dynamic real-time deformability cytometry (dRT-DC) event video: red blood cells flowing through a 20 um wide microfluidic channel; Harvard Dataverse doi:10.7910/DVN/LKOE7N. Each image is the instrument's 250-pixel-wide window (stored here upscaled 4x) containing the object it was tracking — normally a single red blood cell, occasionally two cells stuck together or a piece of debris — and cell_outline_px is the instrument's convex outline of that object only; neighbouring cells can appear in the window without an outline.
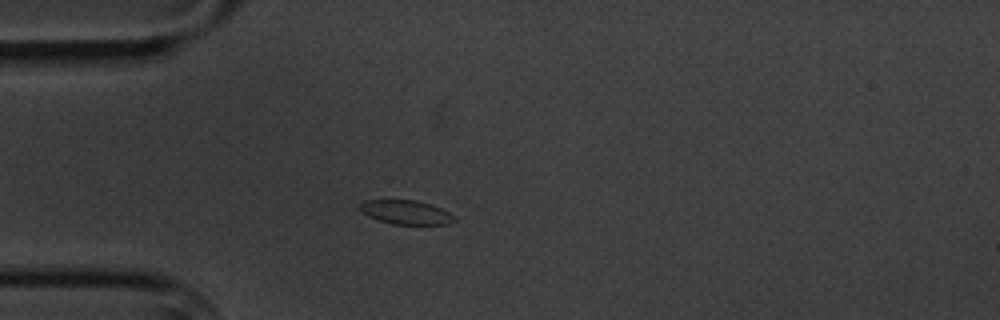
{"species": "common noctule bat (a hibernating species)", "species_latin": "Nyctalus noctula", "temperature_condition": "cold", "stored_images_in_passage": 10, "camera_frame_rate_fps": 3000, "um_per_image_px": 0.085, "animal": {"sex": "male", "body_mass_g": 20.1, "forearm_length_mm": 53.5}, "frame": {"image": 1, "passage_image": 3, "time_ms": 2.333, "image_size_px": [1000, 320], "cell_outline_px": [[456, 220], [448, 224], [392, 224], [368, 216], [360, 208], [360, 204], [364, 200], [416, 200], [432, 204], [448, 212]], "centroid_in_image_um": [34.51, 18.03], "position_along_channel_um": 50.5, "area_um2": 13.01}}
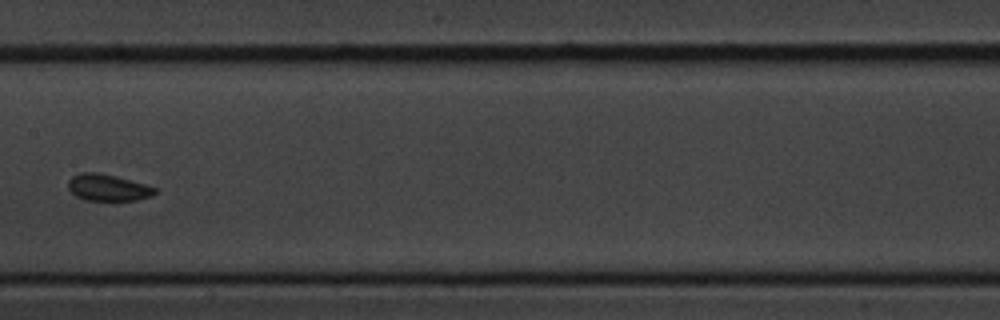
{"frame": {"image": 2, "passage_image": 7, "time_ms": 7.0, "image_size_px": [1000, 320], "cell_outline_px": [[156, 192], [152, 196], [136, 200], [84, 200], [76, 196], [68, 188], [68, 180], [72, 176], [80, 172], [96, 172], [116, 176], [144, 184], [156, 188]], "centroid_in_image_um": [9.14, 15.94], "position_along_channel_um": 198.3, "area_um2": 13.41}}
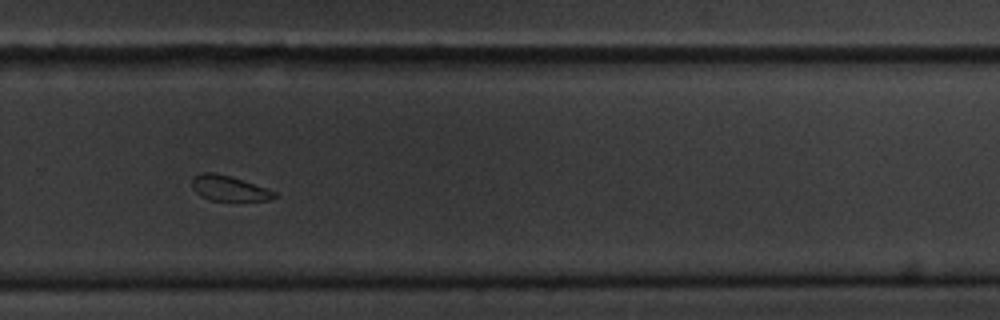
{"frame": {"image": 3, "passage_image": 10, "time_ms": 10.333, "image_size_px": [1000, 320], "cell_outline_px": [[276, 196], [272, 200], [212, 200], [200, 196], [192, 188], [192, 180], [200, 172], [216, 172], [232, 176], [268, 188], [276, 192]], "centroid_in_image_um": [19.48, 15.99], "position_along_channel_um": 310.3, "area_um2": 12.2}}